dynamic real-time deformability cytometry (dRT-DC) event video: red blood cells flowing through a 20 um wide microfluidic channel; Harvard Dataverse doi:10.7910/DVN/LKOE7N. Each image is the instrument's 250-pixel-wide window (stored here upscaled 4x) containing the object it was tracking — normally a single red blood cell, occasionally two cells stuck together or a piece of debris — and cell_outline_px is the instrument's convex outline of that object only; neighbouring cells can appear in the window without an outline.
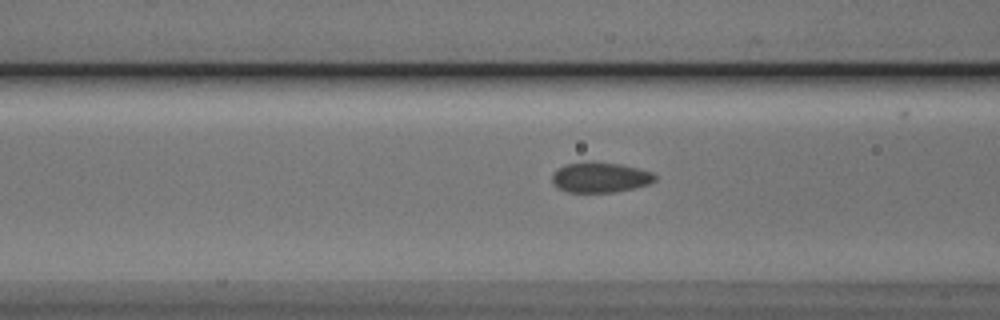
{"species": "Egyptian fruit bat (a non-hibernating species)", "species_latin": "Rousettus aegyptiacus", "temperature_condition": "cold", "stored_images_in_passage": 30, "camera_frame_rate_fps": 3000, "um_per_image_px": 0.085, "animal": {"sex": "male"}, "frame": {"image": 1, "passage_image": 9, "time_ms": 2.667, "image_size_px": [1000, 320], "cell_outline_px": [[656, 180], [648, 184], [616, 192], [568, 192], [556, 188], [552, 180], [552, 172], [556, 168], [564, 164], [584, 160], [592, 160], [620, 164], [652, 172], [656, 176]], "centroid_in_image_um": [50.94, 15.05], "position_along_channel_um": 115.7, "area_um2": 18.55}}
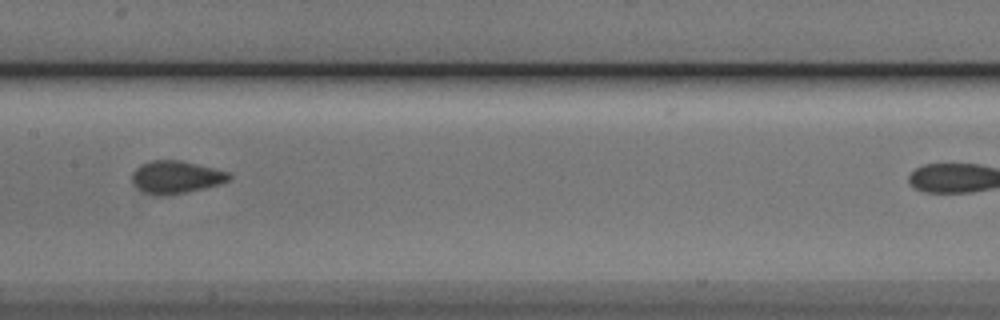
{"frame": {"image": 2, "passage_image": 15, "time_ms": 4.667, "image_size_px": [1000, 320], "cell_outline_px": [[232, 176], [228, 180], [204, 188], [164, 196], [152, 196], [136, 188], [132, 184], [132, 172], [140, 164], [152, 160], [180, 160], [228, 172]], "centroid_in_image_um": [14.87, 15.06], "position_along_channel_um": 192.5, "area_um2": 18.38}}
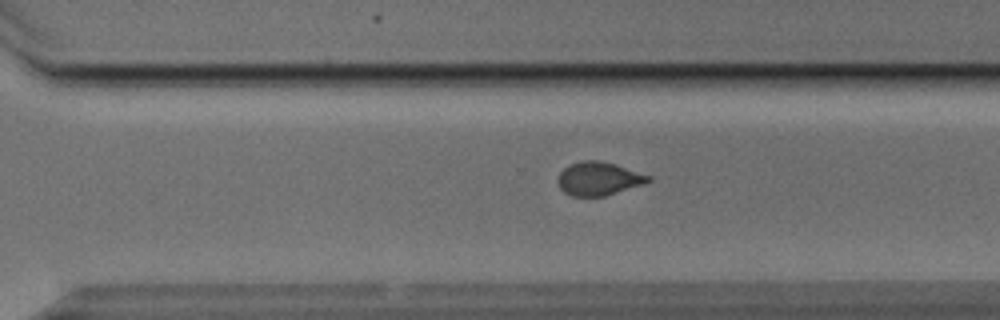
{"frame": {"image": 3, "passage_image": 25, "time_ms": 8.0, "image_size_px": [1000, 320], "cell_outline_px": [[652, 180], [644, 184], [604, 196], [572, 196], [564, 192], [560, 188], [556, 180], [560, 172], [568, 164], [584, 160], [600, 160], [616, 164], [652, 176]], "centroid_in_image_um": [50.88, 15.17], "position_along_channel_um": 319.7, "area_um2": 17.8}, "authors_computed_cell_mechanics": {"area_um2": 18.1203, "velocity_mm_per_s": 3.8327, "shape_relaxation_time_tau1_ms": 4.269, "shape_relaxation_time_tau2_ms": 0.8848, "deformation_change_tau1": 0.1062, "deformation_change_tau2": 0.0403}}